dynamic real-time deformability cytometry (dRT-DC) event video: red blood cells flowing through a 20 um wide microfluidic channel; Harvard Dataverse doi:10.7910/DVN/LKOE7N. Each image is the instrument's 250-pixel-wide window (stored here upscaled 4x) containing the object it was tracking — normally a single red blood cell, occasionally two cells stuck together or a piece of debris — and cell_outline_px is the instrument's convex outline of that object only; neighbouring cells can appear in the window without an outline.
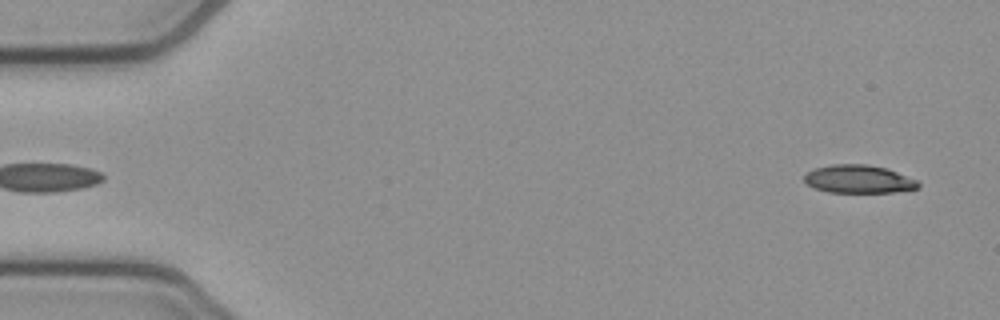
{"species": "common noctule bat (a hibernating species)", "species_latin": "Nyctalus noctula", "temperature_condition": "cold", "stored_images_in_passage": 52, "camera_frame_rate_fps": 3000, "um_per_image_px": 0.085, "animal": {"sex": "female", "body_mass_g": 21.9}, "frame": {"image": 1, "passage_image": 2, "time_ms": 0.333, "image_size_px": [1000, 320], "cell_outline_px": [[920, 188], [892, 192], [828, 192], [816, 188], [808, 184], [804, 180], [804, 176], [808, 172], [816, 168], [832, 164], [868, 164], [888, 168], [916, 180], [920, 184]], "centroid_in_image_um": [73.01, 15.22], "position_along_channel_um": 12.0, "area_um2": 18.55}}
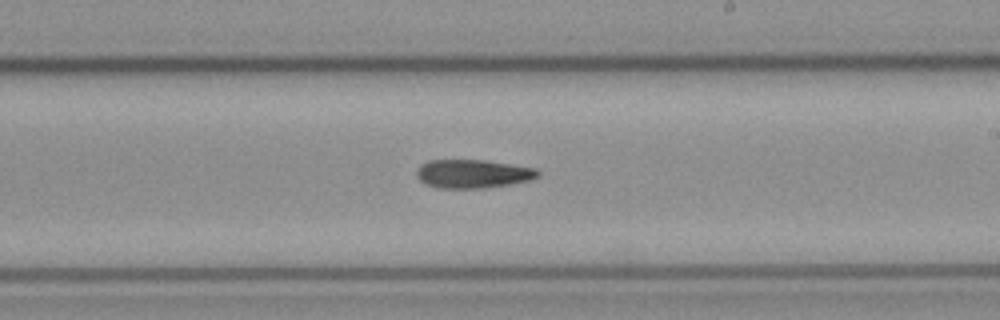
{"frame": {"image": 2, "passage_image": 30, "time_ms": 9.667, "image_size_px": [1000, 320], "cell_outline_px": [[540, 176], [532, 180], [484, 188], [436, 188], [424, 184], [416, 176], [416, 168], [420, 164], [428, 160], [484, 160], [536, 168], [540, 172]], "centroid_in_image_um": [40.16, 14.77], "position_along_channel_um": 248.8, "area_um2": 20.4}}
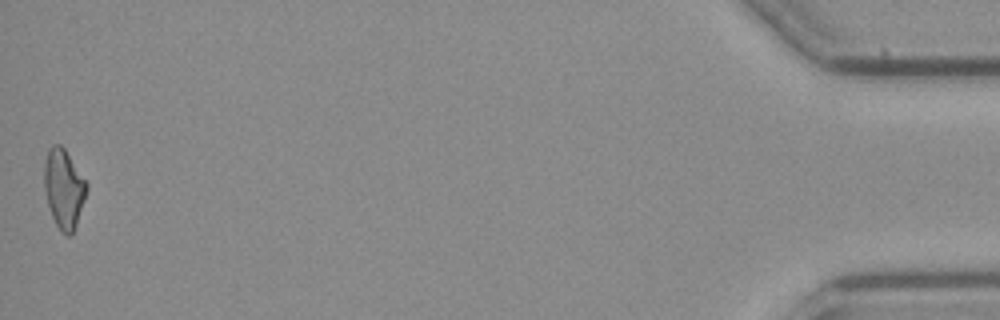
{"frame": {"image": 3, "passage_image": 52, "time_ms": 17.0, "image_size_px": [1000, 320], "cell_outline_px": [[88, 188], [76, 224], [72, 232], [68, 236], [60, 232], [52, 216], [48, 204], [44, 188], [44, 164], [48, 148], [52, 144], [60, 144], [64, 148], [88, 184]], "centroid_in_image_um": [5.41, 16.01], "position_along_channel_um": 429.8, "area_um2": 19.36}}